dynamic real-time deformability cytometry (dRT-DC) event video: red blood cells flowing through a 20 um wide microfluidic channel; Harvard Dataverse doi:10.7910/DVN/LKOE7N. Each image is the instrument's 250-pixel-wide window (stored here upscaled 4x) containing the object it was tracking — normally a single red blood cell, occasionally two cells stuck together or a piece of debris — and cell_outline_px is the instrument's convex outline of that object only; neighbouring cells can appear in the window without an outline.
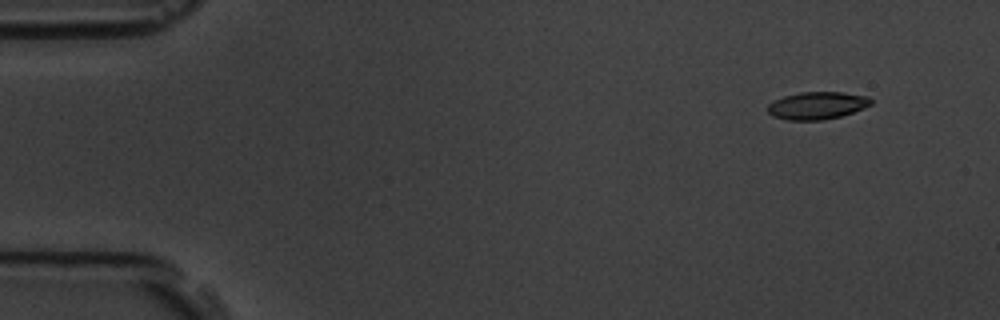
{"species": "common noctule bat (a hibernating species)", "species_latin": "Nyctalus noctula", "temperature_condition": "room temperature", "stored_images_in_passage": 5, "camera_frame_rate_fps": 3000, "um_per_image_px": 0.085, "animal": {"sex": "male", "body_mass_g": 19.5, "forearm_length_mm": 54.6}, "frame": {"image": 1, "passage_image": 1, "time_ms": 0.0, "image_size_px": [1000, 320], "cell_outline_px": [[872, 104], [852, 112], [840, 116], [820, 120], [788, 120], [772, 116], [768, 112], [768, 104], [784, 96], [800, 92], [844, 92], [868, 96], [872, 100]], "centroid_in_image_um": [69.45, 8.96], "position_along_channel_um": 15.5, "area_um2": 16.42}}
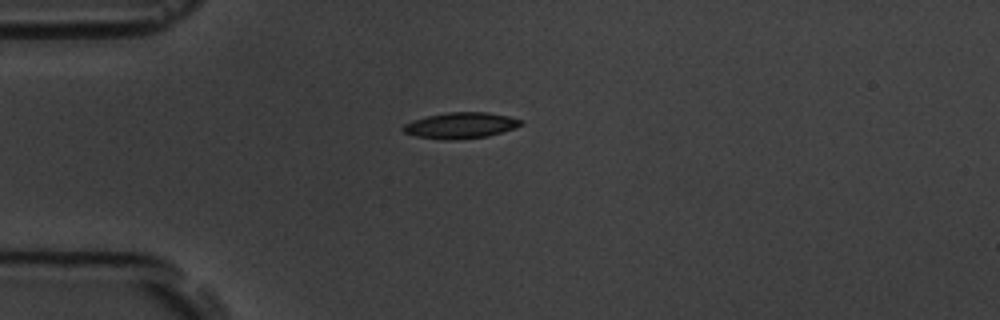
{"frame": {"image": 2, "passage_image": 3, "time_ms": 3.333, "image_size_px": [1000, 320], "cell_outline_px": [[524, 124], [516, 128], [488, 136], [452, 140], [444, 140], [416, 136], [404, 132], [400, 128], [404, 124], [412, 120], [428, 116], [448, 112], [488, 112], [508, 116], [520, 120]], "centroid_in_image_um": [39.15, 10.66], "position_along_channel_um": 45.9, "area_um2": 17.86}}
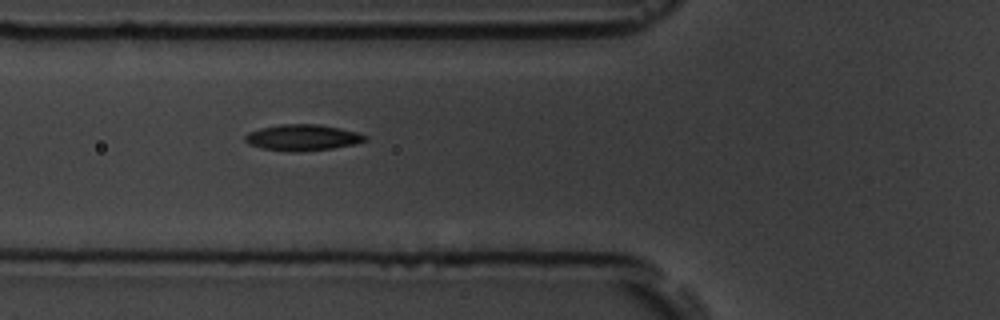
{"frame": {"image": 3, "passage_image": 5, "time_ms": 5.333, "image_size_px": [1000, 320], "cell_outline_px": [[368, 140], [356, 144], [332, 148], [300, 152], [288, 152], [260, 148], [248, 144], [244, 140], [244, 136], [248, 132], [260, 128], [280, 124], [316, 124], [340, 128], [360, 132], [368, 136]], "centroid_in_image_um": [25.72, 11.7], "position_along_channel_um": 100.1, "area_um2": 18.61}}